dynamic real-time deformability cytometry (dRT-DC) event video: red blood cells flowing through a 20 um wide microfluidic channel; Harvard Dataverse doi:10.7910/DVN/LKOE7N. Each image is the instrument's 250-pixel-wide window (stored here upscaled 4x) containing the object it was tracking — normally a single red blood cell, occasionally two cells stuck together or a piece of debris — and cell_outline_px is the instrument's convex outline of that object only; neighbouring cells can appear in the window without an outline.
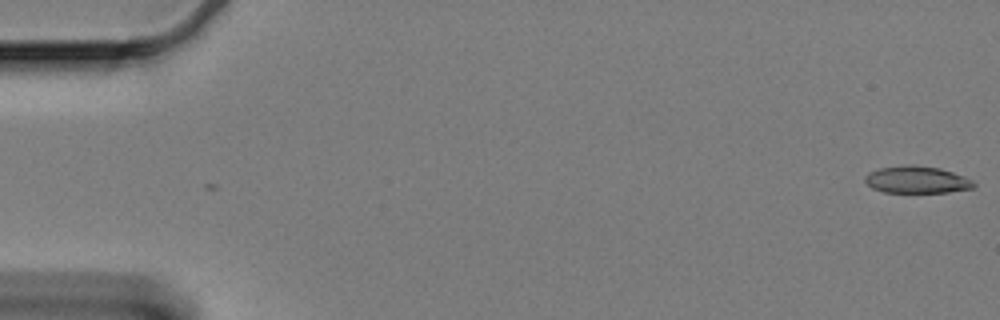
{"species": "Egyptian fruit bat (a non-hibernating species)", "species_latin": "Rousettus aegyptiacus", "temperature_condition": "cold", "stored_images_in_passage": 2, "camera_frame_rate_fps": 3000, "um_per_image_px": 0.085, "animal": {"sex": "female"}, "frame": {"image": 1, "passage_image": 2, "time_ms": 0.333, "image_size_px": [1000, 320], "cell_outline_px": [[976, 184], [972, 188], [948, 192], [884, 192], [872, 188], [864, 180], [864, 176], [868, 172], [880, 168], [908, 164], [912, 164], [940, 168], [964, 176], [972, 180]], "centroid_in_image_um": [77.91, 15.26], "position_along_channel_um": 7.1, "area_um2": 17.17}}